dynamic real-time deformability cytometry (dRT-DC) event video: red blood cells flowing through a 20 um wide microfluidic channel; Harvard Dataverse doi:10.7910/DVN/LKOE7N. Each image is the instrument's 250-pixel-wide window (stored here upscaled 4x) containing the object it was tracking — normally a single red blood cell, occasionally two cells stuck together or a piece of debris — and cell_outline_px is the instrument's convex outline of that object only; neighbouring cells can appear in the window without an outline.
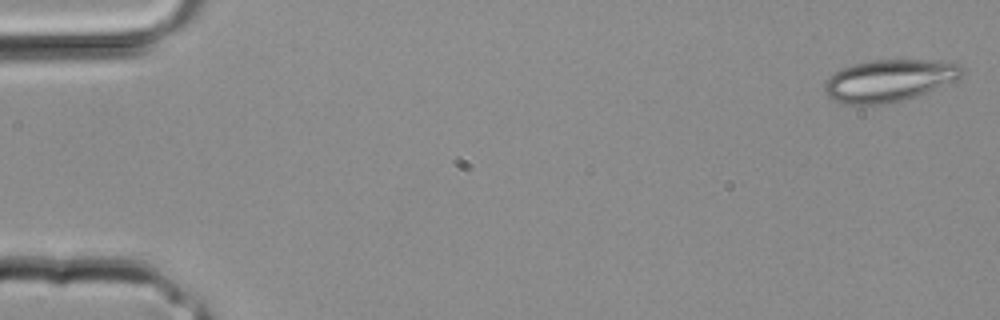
{"species": "common noctule bat (a hibernating species)", "species_latin": "Nyctalus noctula", "temperature_condition": "room temperature", "stored_images_in_passage": 32, "camera_frame_rate_fps": 3000, "um_per_image_px": 0.085, "animal": {"sex": "male", "body_mass_g": 20.4}, "frame": {"image": 1, "passage_image": 1, "time_ms": 0.0, "image_size_px": [1000, 320], "cell_outline_px": [[964, 76], [956, 80], [916, 96], [904, 100], [884, 104], [844, 104], [828, 96], [824, 88], [824, 84], [840, 68], [872, 60], [928, 60], [960, 64], [964, 68]], "centroid_in_image_um": [75.62, 6.84], "position_along_channel_um": 9.4, "area_um2": 33.35}}
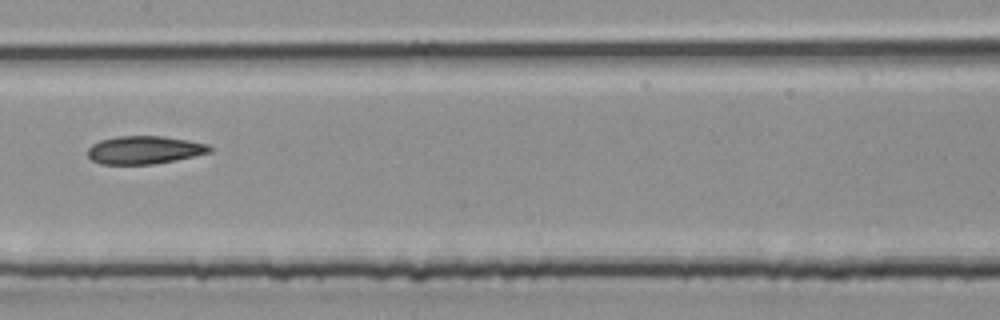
{"frame": {"image": 2, "passage_image": 17, "time_ms": 5.333, "image_size_px": [1000, 320], "cell_outline_px": [[212, 152], [176, 160], [152, 164], [100, 164], [92, 160], [88, 156], [88, 148], [92, 144], [100, 140], [116, 136], [164, 136], [188, 140], [208, 144], [212, 148]], "centroid_in_image_um": [12.28, 12.74], "position_along_channel_um": 195.1, "area_um2": 20.0}}
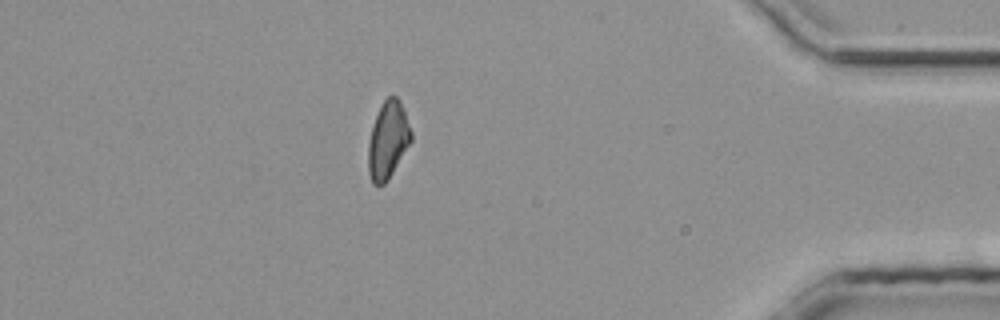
{"frame": {"image": 3, "passage_image": 29, "time_ms": 9.333, "image_size_px": [1000, 320], "cell_outline_px": [[412, 140], [388, 180], [384, 184], [372, 184], [368, 172], [368, 144], [372, 128], [376, 116], [384, 100], [388, 96], [396, 96], [400, 100], [412, 132]], "centroid_in_image_um": [32.97, 11.92], "position_along_channel_um": 402.2, "area_um2": 19.13}}